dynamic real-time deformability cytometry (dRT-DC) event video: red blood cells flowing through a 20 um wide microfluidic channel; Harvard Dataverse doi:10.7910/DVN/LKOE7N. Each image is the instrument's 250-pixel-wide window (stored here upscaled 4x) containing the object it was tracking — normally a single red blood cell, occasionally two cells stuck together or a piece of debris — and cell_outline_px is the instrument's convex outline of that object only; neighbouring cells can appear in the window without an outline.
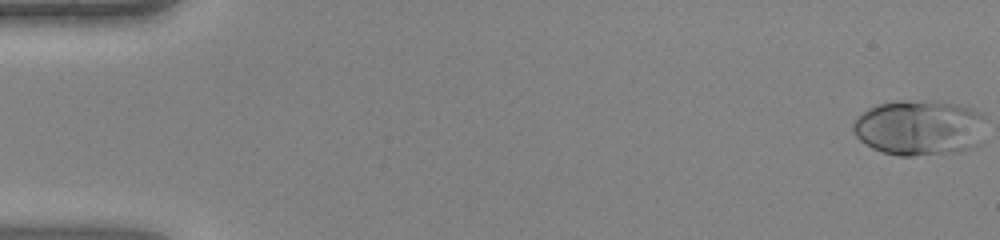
{"species": "human", "species_latin": "Homo sapiens", "temperature_condition": "warm", "stored_images_in_passage": 5, "camera_frame_rate_fps": 3000, "um_per_image_px": 0.085, "donor": {"sex": "female"}, "frame": {"image": 1, "passage_image": 1, "time_ms": 0.0, "image_size_px": [1000, 240], "cell_outline_px": [[984, 116], [980, 144], [976, 148], [960, 152], [912, 156], [900, 156], [884, 152], [872, 148], [860, 140], [852, 132], [852, 124], [868, 108], [876, 104], [896, 100], [936, 100], [956, 104], [972, 108], [984, 112]], "centroid_in_image_um": [78.18, 10.84], "position_along_channel_um": 6.8, "area_um2": 43.7}}